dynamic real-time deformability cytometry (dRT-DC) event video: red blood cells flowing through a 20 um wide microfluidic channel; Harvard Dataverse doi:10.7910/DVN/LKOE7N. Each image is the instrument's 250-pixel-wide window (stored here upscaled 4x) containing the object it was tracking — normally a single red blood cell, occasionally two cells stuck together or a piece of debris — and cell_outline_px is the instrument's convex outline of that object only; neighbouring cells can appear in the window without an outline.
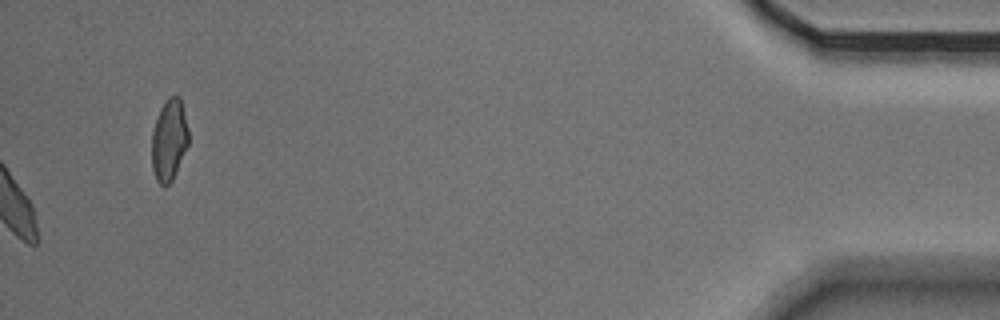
{"species": "Egyptian fruit bat (a non-hibernating species)", "species_latin": "Rousettus aegyptiacus", "temperature_condition": "cold", "stored_images_in_passage": 56, "camera_frame_rate_fps": 3000, "um_per_image_px": 0.085, "animal": {"sex": "male"}, "frame": {"image": 1, "passage_image": 56, "time_ms": 18.333, "image_size_px": [1000, 320], "cell_outline_px": [[188, 144], [172, 180], [164, 188], [156, 180], [152, 168], [152, 132], [160, 108], [168, 96], [180, 96], [188, 128]], "centroid_in_image_um": [14.36, 11.9], "position_along_channel_um": 420.8, "area_um2": 17.4}, "authors_computed_cell_mechanics": {"area_um2": 20.519, "velocity_mm_per_s": 3.519, "shape_relaxation_time_tau1_ms": 2.983, "shape_relaxation_time_tau2_ms": 2.602, "deformation_change_tau1": 0.0848, "deformation_change_tau2": 0.064}}